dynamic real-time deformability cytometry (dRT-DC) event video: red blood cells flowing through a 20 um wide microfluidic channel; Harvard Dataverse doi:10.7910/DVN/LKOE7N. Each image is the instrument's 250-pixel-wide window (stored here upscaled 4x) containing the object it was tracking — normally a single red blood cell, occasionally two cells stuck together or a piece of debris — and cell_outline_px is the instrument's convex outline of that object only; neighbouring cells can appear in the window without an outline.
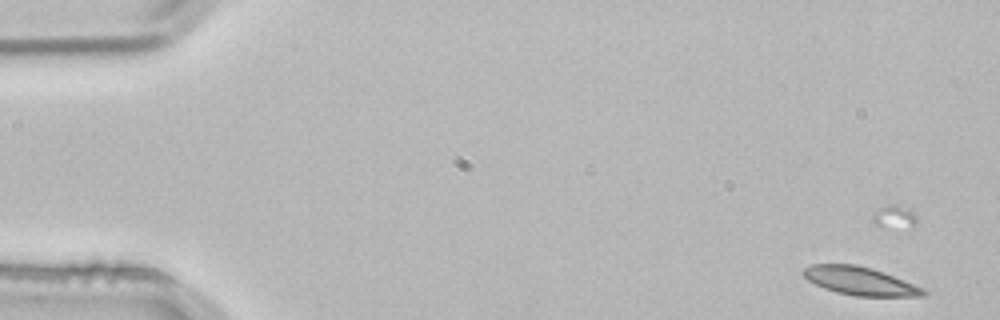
{"species": "common noctule bat (a hibernating species)", "species_latin": "Nyctalus noctula", "temperature_condition": "room temperature", "stored_images_in_passage": 4, "segment_of_instrument_passage": [1, 2], "camera_frame_rate_fps": 3000, "um_per_image_px": 0.085, "animal": {"sex": "male", "body_mass_g": 21.5, "forearm_length_mm": 52.0}, "frame": {"image": 1, "passage_image": 1, "time_ms": 0.0, "image_size_px": [1000, 320], "cell_outline_px": [[928, 296], [856, 296], [836, 292], [824, 288], [808, 280], [800, 272], [804, 268], [812, 264], [856, 264], [872, 268], [884, 272], [924, 288], [928, 292]], "centroid_in_image_um": [73.11, 23.88], "position_along_channel_um": 11.9, "area_um2": 19.83}}
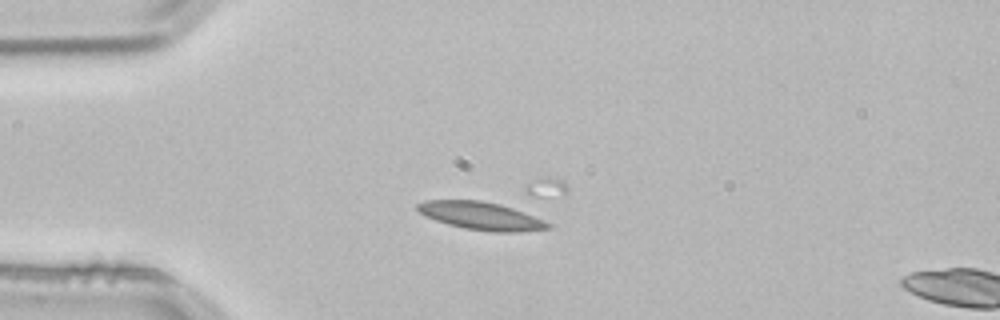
{"frame": {"image": 2, "passage_image": 3, "time_ms": 0.667, "image_size_px": [1000, 320], "cell_outline_px": [[552, 228], [520, 232], [492, 232], [464, 228], [448, 224], [436, 220], [420, 212], [416, 208], [416, 204], [424, 200], [480, 200], [500, 204], [512, 208], [552, 224]], "centroid_in_image_um": [40.89, 18.35], "position_along_channel_um": 44.1, "area_um2": 20.98}}